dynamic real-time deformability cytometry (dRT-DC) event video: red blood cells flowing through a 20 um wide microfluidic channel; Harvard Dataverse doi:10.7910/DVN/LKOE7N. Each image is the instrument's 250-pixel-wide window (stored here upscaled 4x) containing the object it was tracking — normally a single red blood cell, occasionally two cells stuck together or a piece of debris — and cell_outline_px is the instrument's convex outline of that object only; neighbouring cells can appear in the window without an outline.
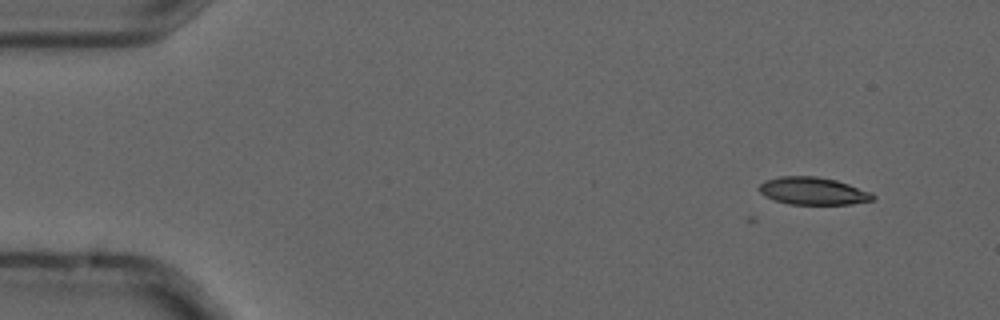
{"species": "common noctule bat (a hibernating species)", "species_latin": "Nyctalus noctula", "temperature_condition": "cold", "stored_images_in_passage": 5, "camera_frame_rate_fps": 3000, "um_per_image_px": 0.085, "animal": {"sex": "male", "forearm_length_mm": 52.5}, "frame": {"image": 1, "passage_image": 2, "time_ms": 0.333, "image_size_px": [1000, 320], "cell_outline_px": [[876, 200], [852, 204], [788, 204], [764, 196], [756, 188], [764, 180], [780, 176], [816, 176], [836, 180], [872, 192], [876, 196]], "centroid_in_image_um": [69.11, 16.23], "position_along_channel_um": 15.9, "area_um2": 18.44}}